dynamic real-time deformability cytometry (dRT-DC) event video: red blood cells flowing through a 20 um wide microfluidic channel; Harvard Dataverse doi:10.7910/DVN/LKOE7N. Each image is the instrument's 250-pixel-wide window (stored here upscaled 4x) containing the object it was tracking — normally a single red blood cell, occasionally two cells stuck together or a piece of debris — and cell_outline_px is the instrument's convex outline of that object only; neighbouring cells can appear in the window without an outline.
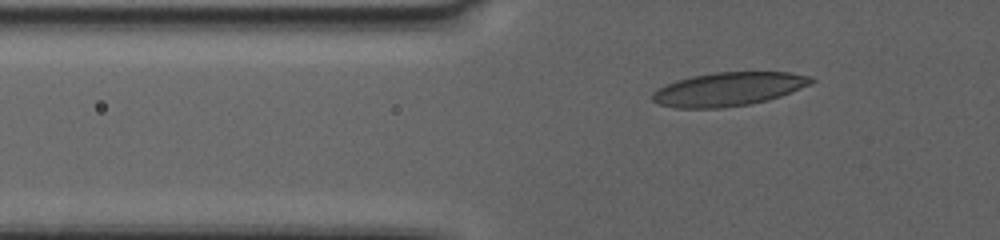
{"species": "human", "species_latin": "Homo sapiens", "temperature_condition": "warm", "stored_images_in_passage": 58, "camera_frame_rate_fps": 3000, "um_per_image_px": 0.085, "donor": {"sex": "female"}, "frame": {"image": 1, "passage_image": 17, "time_ms": 5.333, "image_size_px": [1000, 240], "cell_outline_px": [[816, 80], [808, 84], [780, 96], [768, 100], [752, 104], [720, 108], [676, 108], [660, 104], [652, 100], [652, 92], [676, 80], [692, 76], [716, 72], [788, 72], [812, 76]], "centroid_in_image_um": [61.92, 7.58], "position_along_channel_um": 63.9, "area_um2": 30.92}}
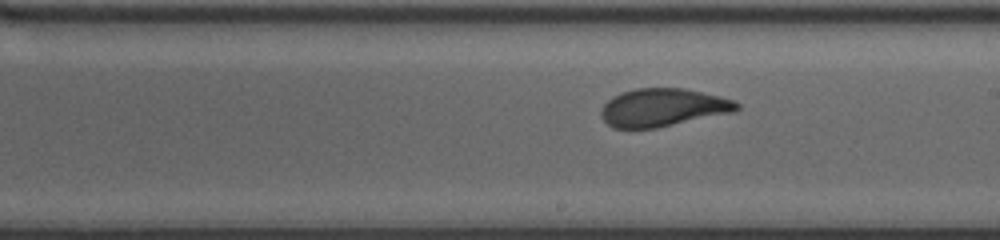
{"frame": {"image": 2, "passage_image": 34, "time_ms": 11.0, "image_size_px": [1000, 240], "cell_outline_px": [[740, 108], [732, 112], [656, 128], [612, 128], [600, 116], [600, 112], [604, 104], [612, 96], [620, 92], [636, 88], [684, 88], [720, 96], [732, 100], [740, 104]], "centroid_in_image_um": [56.31, 9.13], "position_along_channel_um": 232.7, "area_um2": 29.94}}
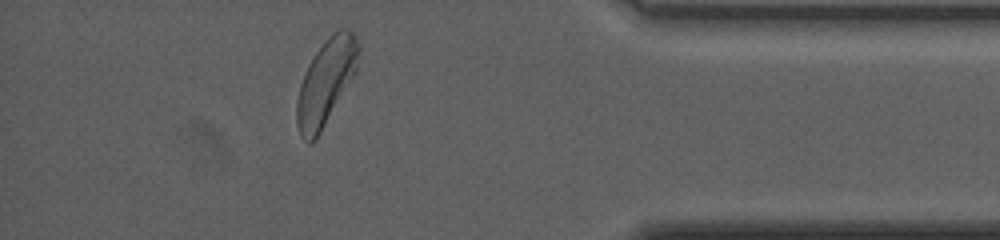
{"frame": {"image": 3, "passage_image": 52, "time_ms": 17.0, "image_size_px": [1000, 240], "cell_outline_px": [[360, 52], [356, 72], [316, 140], [308, 144], [300, 136], [296, 124], [296, 100], [300, 84], [308, 64], [324, 40], [332, 32], [340, 28], [348, 28], [356, 36], [360, 44]], "centroid_in_image_um": [27.7, 6.97], "position_along_channel_um": 407.5, "area_um2": 31.1}, "authors_computed_cell_mechanics": {"area_um2": 29.9404, "velocity_mm_per_s": 3.295, "shape_relaxation_time_tau1_ms": 3.575, "shape_relaxation_time_tau2_ms": 1.0018, "deformation_change_tau1": 0.1466, "deformation_change_tau2": 0.0596}}